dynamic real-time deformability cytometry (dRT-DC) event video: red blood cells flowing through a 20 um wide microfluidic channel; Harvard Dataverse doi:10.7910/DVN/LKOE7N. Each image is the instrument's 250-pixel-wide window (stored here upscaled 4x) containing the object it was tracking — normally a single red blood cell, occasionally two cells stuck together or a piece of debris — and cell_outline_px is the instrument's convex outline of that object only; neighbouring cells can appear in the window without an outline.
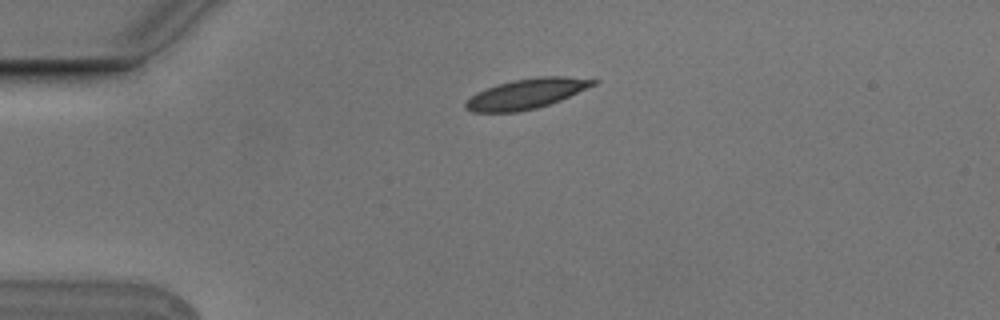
{"species": "Egyptian fruit bat (a non-hibernating species)", "species_latin": "Rousettus aegyptiacus", "temperature_condition": "cold", "stored_images_in_passage": 12, "camera_frame_rate_fps": 3000, "um_per_image_px": 0.085, "animal": {"sex": "male"}, "frame": {"image": 1, "passage_image": 1, "time_ms": 0.0, "image_size_px": [1000, 320], "cell_outline_px": [[600, 80], [596, 84], [560, 100], [536, 108], [516, 112], [472, 112], [464, 108], [464, 104], [476, 92], [496, 84], [512, 80], [536, 76], [564, 76]], "centroid_in_image_um": [44.73, 7.96], "position_along_channel_um": 40.3, "area_um2": 22.31}}
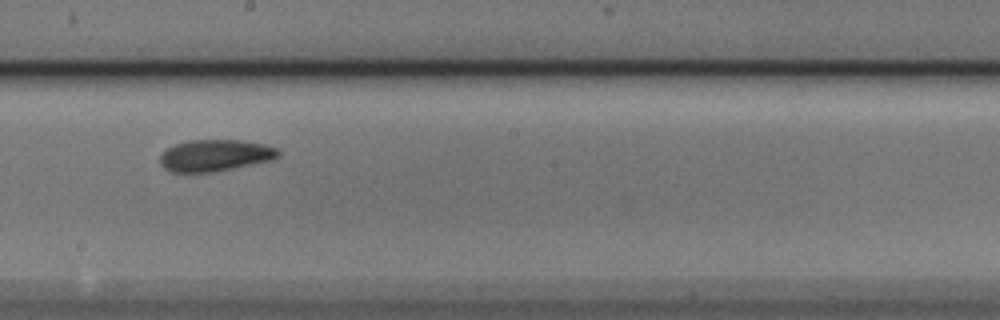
{"frame": {"image": 2, "passage_image": 6, "time_ms": 1.667, "image_size_px": [1000, 320], "cell_outline_px": [[280, 156], [272, 160], [216, 172], [172, 172], [164, 168], [160, 164], [160, 156], [168, 148], [176, 144], [188, 140], [240, 140], [264, 144], [276, 148], [280, 152]], "centroid_in_image_um": [18.3, 13.22], "position_along_channel_um": 229.9, "area_um2": 21.85}}
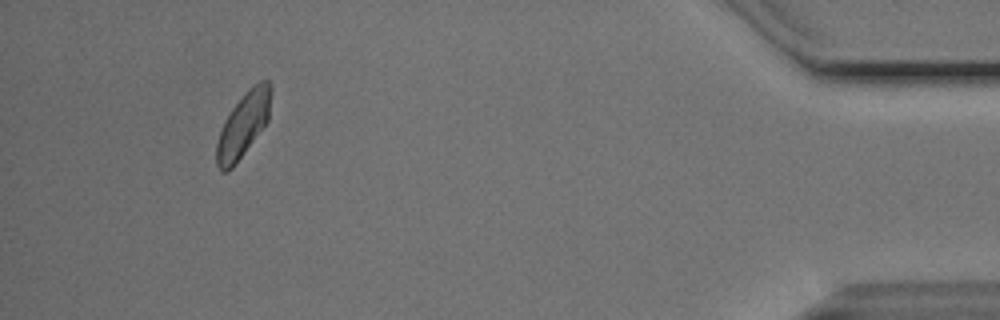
{"frame": {"image": 3, "passage_image": 11, "time_ms": 3.333, "image_size_px": [1000, 320], "cell_outline_px": [[272, 92], [268, 120], [232, 168], [228, 172], [220, 172], [216, 164], [216, 144], [224, 120], [232, 108], [248, 88], [252, 84], [260, 80], [268, 80], [272, 84]], "centroid_in_image_um": [20.68, 10.57], "position_along_channel_um": 414.5, "area_um2": 20.46}}